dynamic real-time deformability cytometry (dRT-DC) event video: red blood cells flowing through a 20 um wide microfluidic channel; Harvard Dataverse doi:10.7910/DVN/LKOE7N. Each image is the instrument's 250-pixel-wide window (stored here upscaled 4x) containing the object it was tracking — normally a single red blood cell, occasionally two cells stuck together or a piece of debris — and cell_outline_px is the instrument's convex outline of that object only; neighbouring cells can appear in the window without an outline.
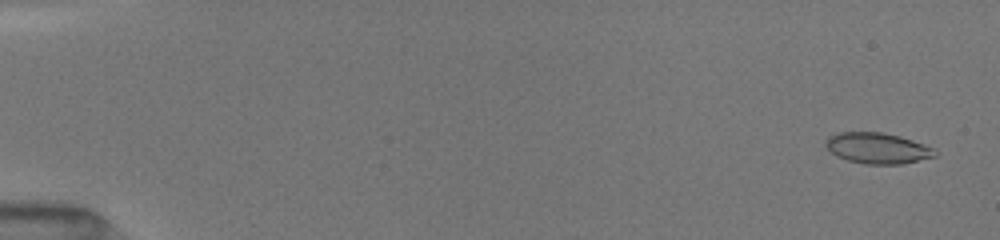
{"species": "common noctule bat (a hibernating species)", "species_latin": "Nyctalus noctula", "temperature_condition": "room temperature", "stored_images_in_passage": 51, "camera_frame_rate_fps": 3000, "um_per_image_px": 0.085, "animal": {"sex": "female", "body_mass_g": 19.5, "forearm_length_mm": 54.1}, "frame": {"image": 1, "passage_image": 2, "time_ms": 0.333, "image_size_px": [1000, 240], "cell_outline_px": [[936, 156], [904, 164], [864, 164], [848, 160], [836, 156], [824, 144], [824, 140], [828, 136], [836, 132], [880, 132], [900, 136], [936, 148]], "centroid_in_image_um": [74.58, 12.59], "position_along_channel_um": 10.4, "area_um2": 19.83}}
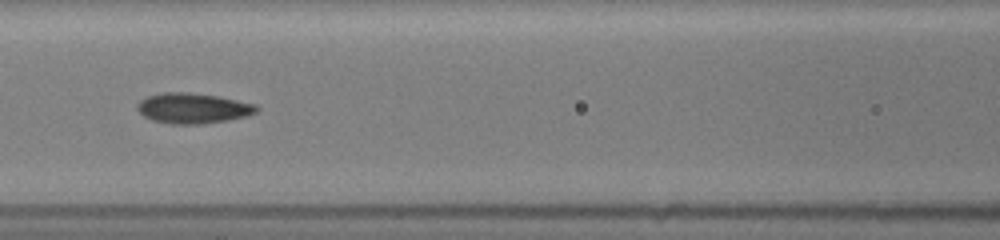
{"frame": {"image": 2, "passage_image": 24, "time_ms": 7.667, "image_size_px": [1000, 240], "cell_outline_px": [[260, 108], [256, 112], [248, 116], [228, 120], [204, 124], [172, 124], [152, 120], [144, 116], [136, 108], [136, 104], [140, 100], [148, 96], [164, 92], [188, 92], [220, 96], [256, 104]], "centroid_in_image_um": [16.42, 9.2], "position_along_channel_um": 150.2, "area_um2": 21.33}}
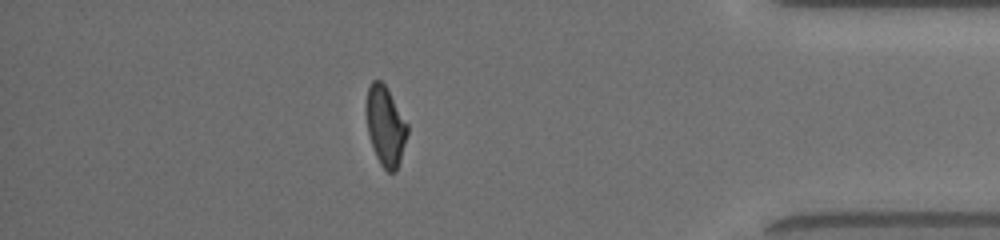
{"frame": {"image": 3, "passage_image": 45, "time_ms": 14.667, "image_size_px": [1000, 240], "cell_outline_px": [[408, 132], [400, 160], [396, 172], [388, 172], [380, 164], [376, 156], [368, 132], [364, 112], [364, 104], [368, 88], [372, 80], [380, 80], [388, 88], [408, 124]], "centroid_in_image_um": [32.74, 10.66], "position_along_channel_um": 402.5, "area_um2": 19.36}, "authors_computed_cell_mechanics": {"area_um2": 19.941, "velocity_mm_per_s": 4.0675, "shape_relaxation_time_tau1_ms": 7.8472, "shape_relaxation_time_tau2_ms": 2.0843, "deformation_change_tau1": 0.1881, "deformation_change_tau2": 0.0833}}